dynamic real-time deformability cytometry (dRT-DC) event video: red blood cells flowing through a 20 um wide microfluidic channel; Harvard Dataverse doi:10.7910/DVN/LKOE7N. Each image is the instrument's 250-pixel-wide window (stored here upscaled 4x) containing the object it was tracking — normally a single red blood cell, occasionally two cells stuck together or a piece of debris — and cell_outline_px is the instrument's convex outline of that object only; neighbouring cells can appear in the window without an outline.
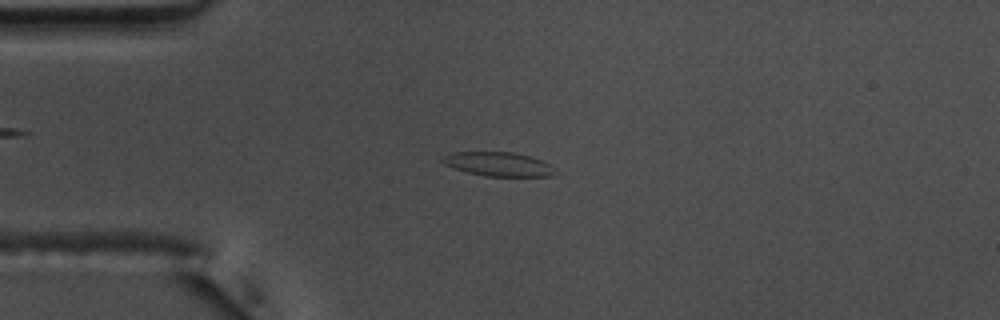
{"species": "common noctule bat (a hibernating species)", "species_latin": "Nyctalus noctula", "temperature_condition": "warm", "stored_images_in_passage": 51, "camera_frame_rate_fps": 3000, "um_per_image_px": 0.085, "animal": {"sex": "male", "body_mass_g": 17.5, "forearm_length_mm": 52.3}, "frame": {"image": 1, "passage_image": 9, "time_ms": 2.667, "image_size_px": [1000, 320], "cell_outline_px": [[560, 172], [552, 176], [484, 176], [468, 172], [444, 164], [440, 160], [444, 156], [452, 152], [512, 152], [532, 156], [544, 160], [556, 168]], "centroid_in_image_um": [42.46, 13.95], "position_along_channel_um": 42.5, "area_um2": 16.01}}
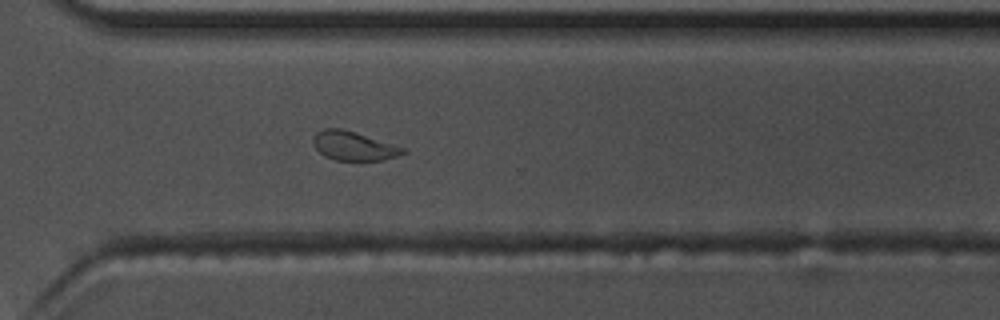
{"frame": {"image": 2, "passage_image": 35, "time_ms": 11.333, "image_size_px": [1000, 320], "cell_outline_px": [[408, 152], [396, 156], [380, 160], [336, 160], [324, 156], [312, 144], [312, 140], [316, 132], [324, 128], [340, 128], [408, 148]], "centroid_in_image_um": [30.07, 12.4], "position_along_channel_um": 340.5, "area_um2": 15.14}}
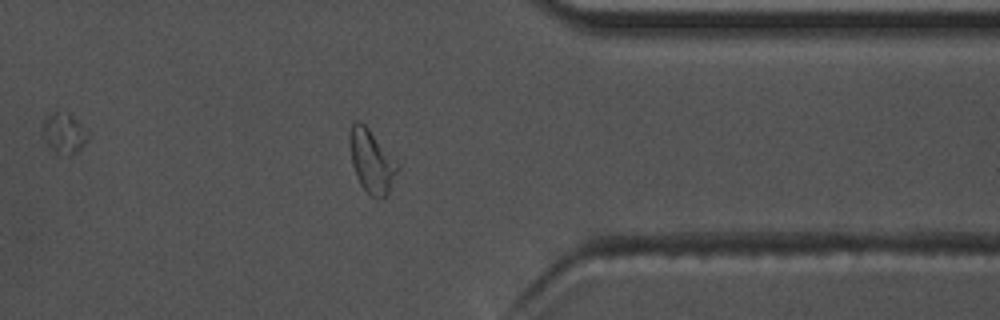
{"frame": {"image": 3, "passage_image": 39, "time_ms": 12.667, "image_size_px": [1000, 320], "cell_outline_px": [[400, 168], [388, 192], [384, 196], [368, 196], [360, 184], [356, 176], [352, 164], [348, 144], [348, 132], [352, 124], [356, 120], [360, 120], [368, 128], [400, 164]], "centroid_in_image_um": [31.56, 13.67], "position_along_channel_um": 379.8, "area_um2": 17.8}, "authors_computed_cell_mechanics": {"area_um2": 16.0106, "velocity_mm_per_s": 3.6702, "shape_relaxation_time_tau1_ms": 7.8538, "shape_relaxation_time_tau2_ms": 2.0321, "deformation_change_tau1": 0.1891, "deformation_change_tau2": 0.0939}}